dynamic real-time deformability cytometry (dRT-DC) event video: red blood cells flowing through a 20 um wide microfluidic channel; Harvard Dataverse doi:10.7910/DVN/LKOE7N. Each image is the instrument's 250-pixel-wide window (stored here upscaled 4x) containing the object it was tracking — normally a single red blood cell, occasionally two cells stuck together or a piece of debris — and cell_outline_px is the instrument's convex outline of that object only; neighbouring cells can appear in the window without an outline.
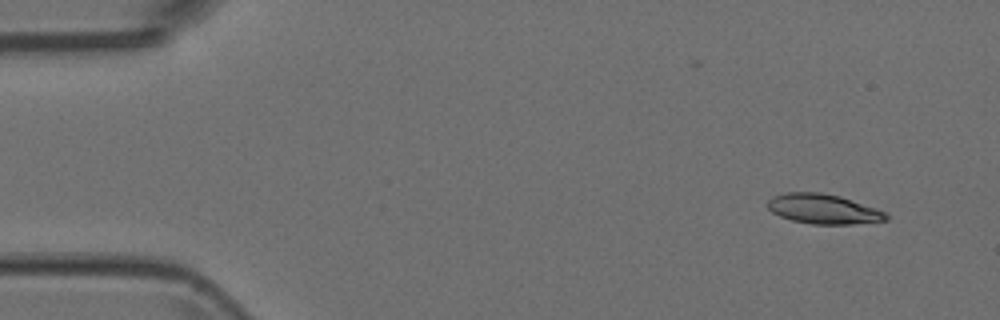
{"species": "Egyptian fruit bat (a non-hibernating species)", "species_latin": "Rousettus aegyptiacus", "temperature_condition": "room temperature", "stored_images_in_passage": 5, "camera_frame_rate_fps": 3000, "um_per_image_px": 0.085, "animal": {"sex": "female"}, "frame": {"image": 1, "passage_image": 1, "time_ms": 0.0, "image_size_px": [1000, 320], "cell_outline_px": [[888, 220], [852, 224], [812, 224], [792, 220], [780, 216], [772, 212], [768, 208], [768, 200], [772, 196], [788, 192], [820, 192], [840, 196], [876, 208], [884, 212], [888, 216]], "centroid_in_image_um": [69.97, 17.76], "position_along_channel_um": 15.0, "area_um2": 20.46}}
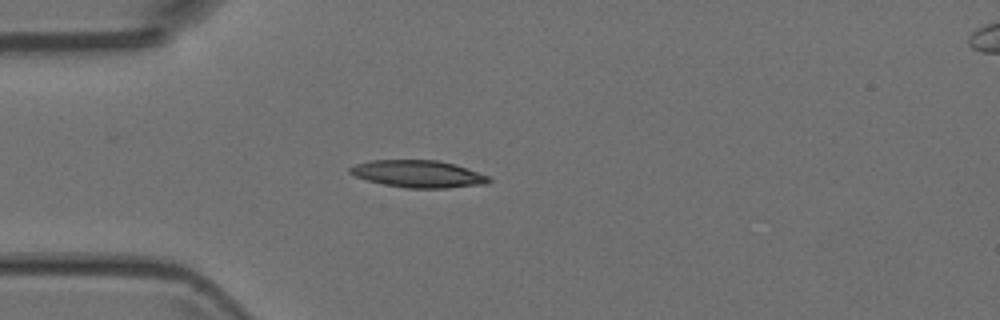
{"frame": {"image": 2, "passage_image": 4, "time_ms": 1.0, "image_size_px": [1000, 320], "cell_outline_px": [[492, 180], [488, 184], [448, 188], [404, 188], [384, 184], [368, 180], [356, 176], [348, 172], [348, 168], [356, 164], [372, 160], [436, 160], [456, 164], [488, 176]], "centroid_in_image_um": [35.57, 14.78], "position_along_channel_um": 49.4, "area_um2": 22.02}}